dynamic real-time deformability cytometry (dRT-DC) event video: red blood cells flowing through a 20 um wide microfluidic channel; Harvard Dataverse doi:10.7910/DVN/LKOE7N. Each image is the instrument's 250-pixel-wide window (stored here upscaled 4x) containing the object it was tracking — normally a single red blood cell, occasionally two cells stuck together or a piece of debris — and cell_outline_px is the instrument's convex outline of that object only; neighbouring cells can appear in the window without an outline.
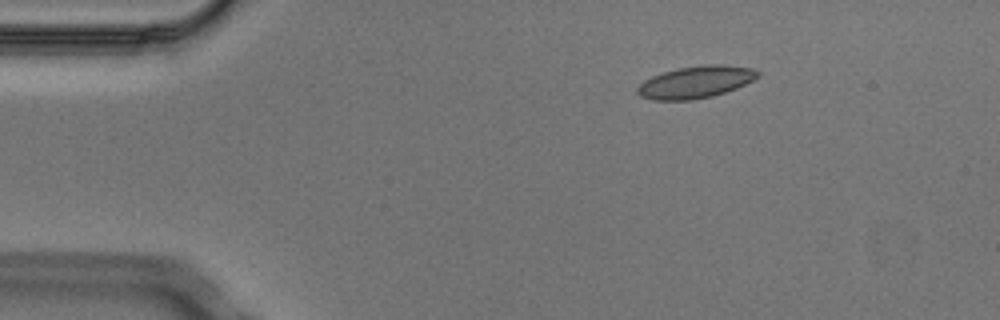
{"species": "Egyptian fruit bat (a non-hibernating species)", "species_latin": "Rousettus aegyptiacus", "temperature_condition": "cold", "stored_images_in_passage": 4, "camera_frame_rate_fps": 3000, "um_per_image_px": 0.085, "animal": {"sex": "male"}, "frame": {"image": 1, "passage_image": 2, "time_ms": 0.333, "image_size_px": [1000, 320], "cell_outline_px": [[760, 76], [736, 88], [712, 96], [692, 100], [652, 100], [640, 96], [636, 92], [636, 88], [644, 80], [652, 76], [664, 72], [680, 68], [708, 64], [720, 64], [752, 68], [760, 72]], "centroid_in_image_um": [59.12, 6.98], "position_along_channel_um": 25.9, "area_um2": 22.37}}
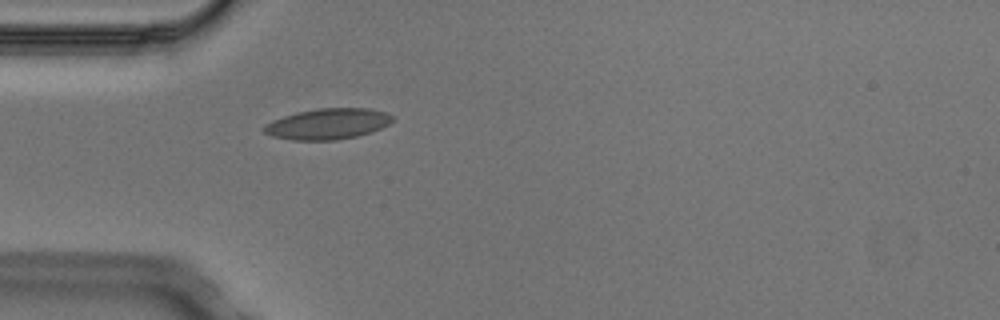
{"frame": {"image": 2, "passage_image": 4, "time_ms": 1.0, "image_size_px": [1000, 320], "cell_outline_px": [[392, 120], [388, 124], [372, 132], [356, 136], [336, 140], [292, 140], [272, 136], [264, 132], [260, 128], [264, 124], [272, 120], [296, 112], [316, 108], [368, 108], [384, 112], [392, 116]], "centroid_in_image_um": [27.8, 10.53], "position_along_channel_um": 57.2, "area_um2": 23.12}}